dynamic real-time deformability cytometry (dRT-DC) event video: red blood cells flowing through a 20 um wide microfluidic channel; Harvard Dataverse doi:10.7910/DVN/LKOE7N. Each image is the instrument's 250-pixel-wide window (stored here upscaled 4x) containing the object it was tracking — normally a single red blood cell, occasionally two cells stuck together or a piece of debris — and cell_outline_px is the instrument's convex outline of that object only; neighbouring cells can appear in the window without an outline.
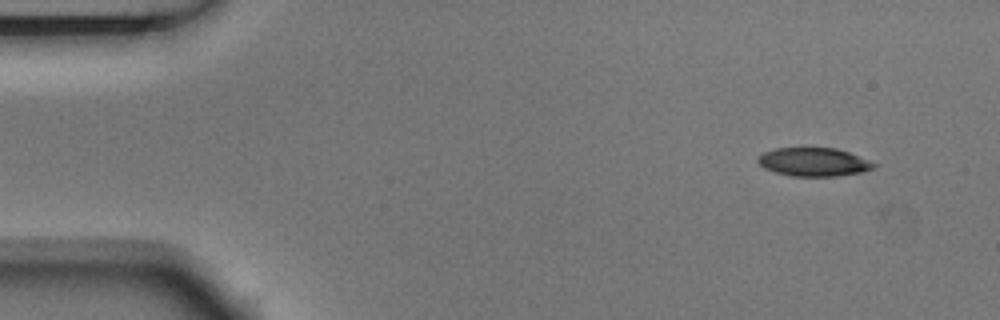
{"species": "Egyptian fruit bat (a non-hibernating species)", "species_latin": "Rousettus aegyptiacus", "temperature_condition": "room temperature", "stored_images_in_passage": 4, "camera_frame_rate_fps": 3000, "um_per_image_px": 0.085, "animal": {"sex": "male"}, "frame": {"image": 1, "passage_image": 1, "time_ms": 0.0, "image_size_px": [1000, 320], "cell_outline_px": [[876, 164], [872, 168], [860, 172], [836, 176], [792, 176], [776, 172], [764, 168], [756, 160], [756, 156], [764, 152], [776, 148], [836, 148], [848, 152], [868, 160]], "centroid_in_image_um": [69.1, 13.76], "position_along_channel_um": 15.9, "area_um2": 19.02}}
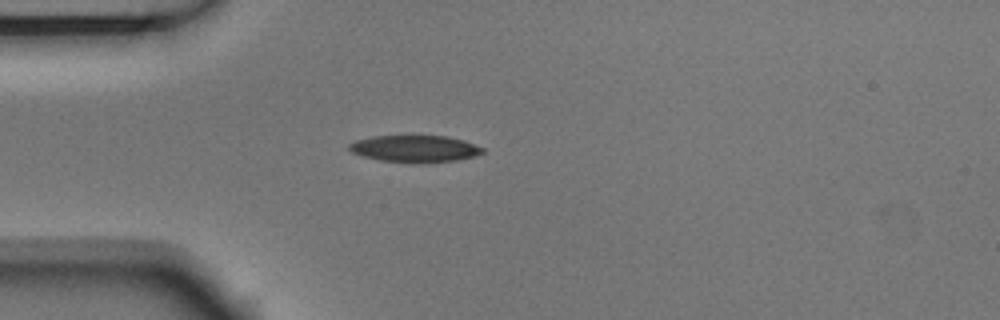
{"frame": {"image": 2, "passage_image": 4, "time_ms": 1.0, "image_size_px": [1000, 320], "cell_outline_px": [[484, 152], [476, 156], [456, 160], [380, 160], [364, 156], [352, 152], [348, 148], [348, 144], [356, 140], [372, 136], [412, 132], [448, 136], [464, 140], [484, 148]], "centroid_in_image_um": [35.25, 12.53], "position_along_channel_um": 49.7, "area_um2": 21.04}}